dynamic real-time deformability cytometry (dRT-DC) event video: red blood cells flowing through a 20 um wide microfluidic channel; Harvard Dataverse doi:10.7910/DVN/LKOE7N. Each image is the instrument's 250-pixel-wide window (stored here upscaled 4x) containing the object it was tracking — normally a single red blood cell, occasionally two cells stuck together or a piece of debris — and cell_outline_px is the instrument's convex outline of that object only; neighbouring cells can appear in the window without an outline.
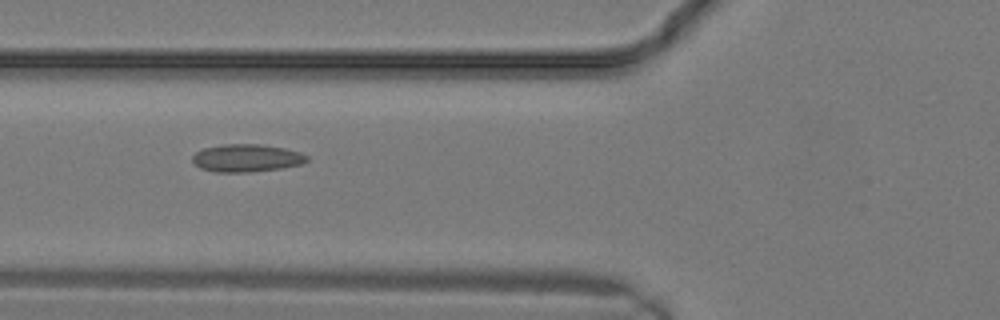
{"species": "common noctule bat (a hibernating species)", "species_latin": "Nyctalus noctula", "temperature_condition": "warm", "stored_images_in_passage": 8, "camera_frame_rate_fps": 3000, "um_per_image_px": 0.085, "animal": {"sex": "male", "body_mass_g": 19.2, "forearm_length_mm": 51.8}, "frame": {"image": 1, "passage_image": 2, "time_ms": 0.333, "image_size_px": [1000, 320], "cell_outline_px": [[308, 160], [300, 164], [280, 168], [252, 172], [216, 172], [200, 168], [192, 160], [192, 156], [196, 152], [204, 148], [224, 144], [260, 144], [284, 148], [300, 152], [308, 156]], "centroid_in_image_um": [20.95, 13.43], "position_along_channel_um": 104.8, "area_um2": 18.38}}
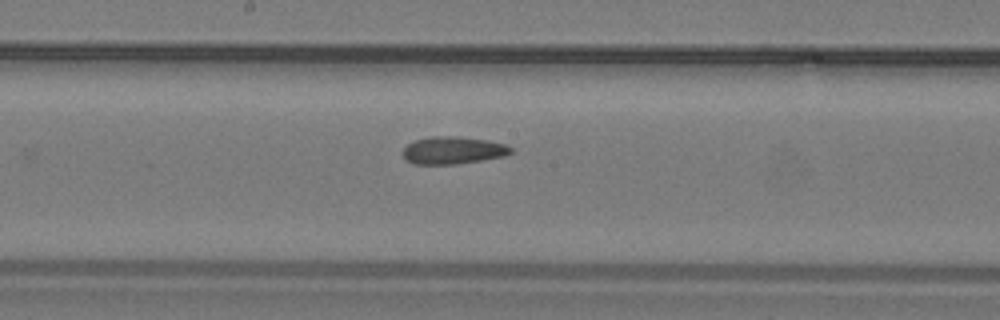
{"frame": {"image": 2, "passage_image": 6, "time_ms": 1.667, "image_size_px": [1000, 320], "cell_outline_px": [[512, 152], [504, 156], [456, 164], [412, 164], [404, 160], [404, 148], [408, 144], [416, 140], [432, 136], [456, 136], [488, 140], [504, 144], [512, 148]], "centroid_in_image_um": [38.48, 12.78], "position_along_channel_um": 209.7, "area_um2": 17.17}}
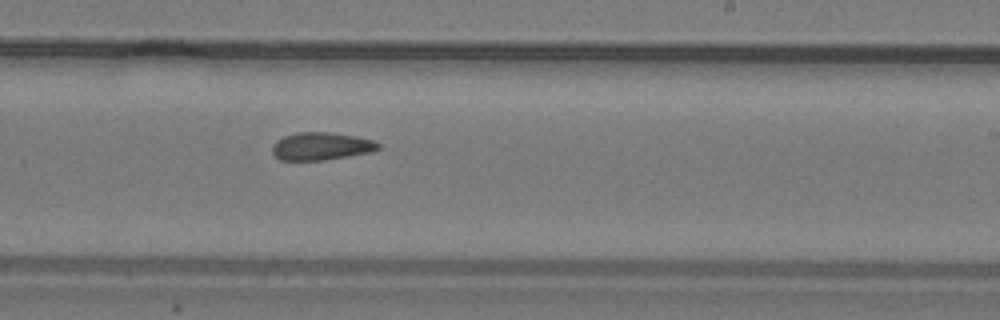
{"frame": {"image": 3, "passage_image": 8, "time_ms": 2.333, "image_size_px": [1000, 320], "cell_outline_px": [[380, 148], [372, 152], [324, 160], [280, 160], [272, 152], [272, 144], [276, 140], [284, 136], [296, 132], [328, 132], [376, 140], [380, 144]], "centroid_in_image_um": [27.3, 12.43], "position_along_channel_um": 261.7, "area_um2": 17.17}}